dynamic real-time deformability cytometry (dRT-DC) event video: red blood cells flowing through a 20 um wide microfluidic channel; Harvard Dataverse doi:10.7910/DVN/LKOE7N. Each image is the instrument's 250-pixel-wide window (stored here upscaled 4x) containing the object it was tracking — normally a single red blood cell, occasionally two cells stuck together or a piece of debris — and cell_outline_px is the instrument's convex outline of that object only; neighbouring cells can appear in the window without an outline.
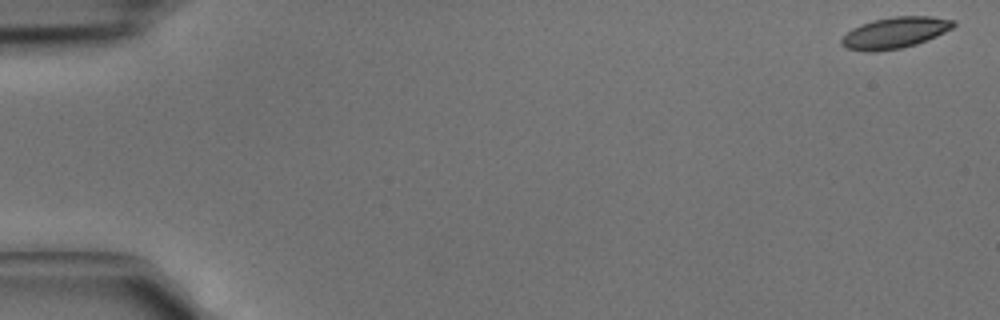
{"species": "common noctule bat (a hibernating species)", "species_latin": "Nyctalus noctula", "temperature_condition": "cold", "stored_images_in_passage": 5, "camera_frame_rate_fps": 3000, "um_per_image_px": 0.085, "animal": {"sex": "male", "body_mass_g": 15.6}, "frame": {"image": 1, "passage_image": 1, "time_ms": 0.0, "image_size_px": [1000, 320], "cell_outline_px": [[956, 24], [952, 28], [936, 36], [916, 44], [900, 48], [876, 52], [864, 52], [848, 48], [840, 44], [840, 40], [852, 28], [860, 24], [872, 20], [892, 16], [928, 16], [956, 20]], "centroid_in_image_um": [76.05, 2.78], "position_along_channel_um": 8.9, "area_um2": 20.4}}
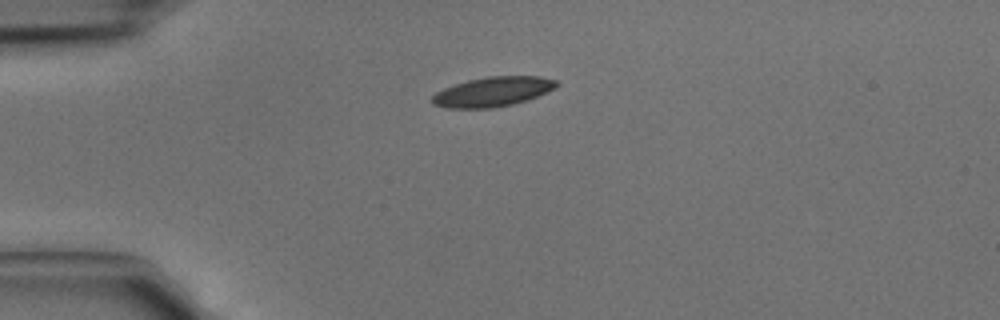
{"frame": {"image": 2, "passage_image": 4, "time_ms": 1.0, "image_size_px": [1000, 320], "cell_outline_px": [[560, 84], [556, 88], [528, 100], [512, 104], [492, 108], [448, 108], [432, 104], [432, 96], [436, 92], [444, 88], [468, 80], [488, 76], [540, 76], [556, 80]], "centroid_in_image_um": [41.91, 7.79], "position_along_channel_um": 43.1, "area_um2": 21.5}}
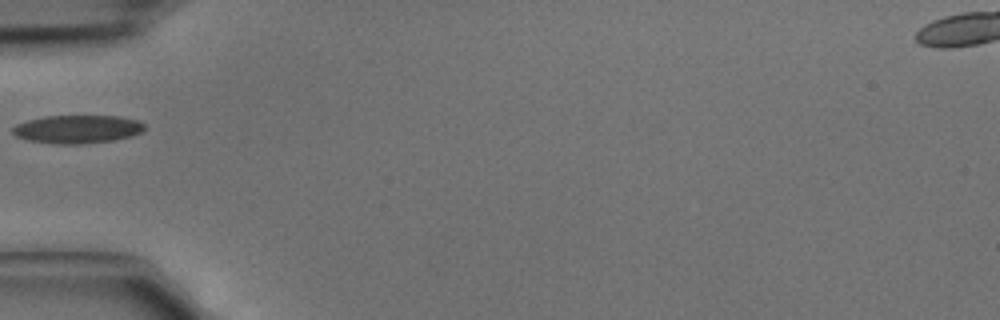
{"frame": {"image": 3, "passage_image": 5, "time_ms": 1.333, "image_size_px": [1000, 320], "cell_outline_px": [[144, 128], [140, 132], [128, 136], [112, 140], [80, 144], [56, 144], [28, 140], [16, 136], [12, 132], [12, 128], [16, 124], [28, 120], [44, 116], [120, 116], [136, 120], [144, 124]], "centroid_in_image_um": [6.53, 10.97], "position_along_channel_um": 78.5, "area_um2": 21.44}}